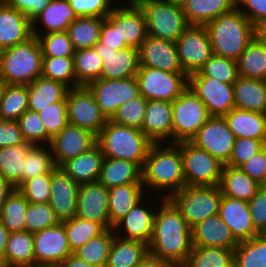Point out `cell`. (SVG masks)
I'll return each instance as SVG.
<instances>
[{
    "instance_id": "cell-1",
    "label": "cell",
    "mask_w": 266,
    "mask_h": 267,
    "mask_svg": "<svg viewBox=\"0 0 266 267\" xmlns=\"http://www.w3.org/2000/svg\"><path fill=\"white\" fill-rule=\"evenodd\" d=\"M157 205L148 251L151 255L182 267L192 251V231L169 198L152 195ZM159 198V199H158Z\"/></svg>"
},
{
    "instance_id": "cell-2",
    "label": "cell",
    "mask_w": 266,
    "mask_h": 267,
    "mask_svg": "<svg viewBox=\"0 0 266 267\" xmlns=\"http://www.w3.org/2000/svg\"><path fill=\"white\" fill-rule=\"evenodd\" d=\"M142 183L146 193H150L149 200L151 194L169 198L186 185L180 148L175 143L150 146L142 169Z\"/></svg>"
},
{
    "instance_id": "cell-3",
    "label": "cell",
    "mask_w": 266,
    "mask_h": 267,
    "mask_svg": "<svg viewBox=\"0 0 266 267\" xmlns=\"http://www.w3.org/2000/svg\"><path fill=\"white\" fill-rule=\"evenodd\" d=\"M213 54L237 60L254 39L252 22L236 7L206 23Z\"/></svg>"
},
{
    "instance_id": "cell-4",
    "label": "cell",
    "mask_w": 266,
    "mask_h": 267,
    "mask_svg": "<svg viewBox=\"0 0 266 267\" xmlns=\"http://www.w3.org/2000/svg\"><path fill=\"white\" fill-rule=\"evenodd\" d=\"M96 140L104 157L128 160L136 163L141 169L153 144L142 130L118 124L110 119L106 121Z\"/></svg>"
},
{
    "instance_id": "cell-5",
    "label": "cell",
    "mask_w": 266,
    "mask_h": 267,
    "mask_svg": "<svg viewBox=\"0 0 266 267\" xmlns=\"http://www.w3.org/2000/svg\"><path fill=\"white\" fill-rule=\"evenodd\" d=\"M42 49L36 36L3 51L0 80L9 85H30L42 74Z\"/></svg>"
},
{
    "instance_id": "cell-6",
    "label": "cell",
    "mask_w": 266,
    "mask_h": 267,
    "mask_svg": "<svg viewBox=\"0 0 266 267\" xmlns=\"http://www.w3.org/2000/svg\"><path fill=\"white\" fill-rule=\"evenodd\" d=\"M222 196L219 185H185L180 191L173 193L169 199L192 228L202 220L218 214Z\"/></svg>"
},
{
    "instance_id": "cell-7",
    "label": "cell",
    "mask_w": 266,
    "mask_h": 267,
    "mask_svg": "<svg viewBox=\"0 0 266 267\" xmlns=\"http://www.w3.org/2000/svg\"><path fill=\"white\" fill-rule=\"evenodd\" d=\"M147 35L176 42L190 26L182 7L165 0H143Z\"/></svg>"
},
{
    "instance_id": "cell-8",
    "label": "cell",
    "mask_w": 266,
    "mask_h": 267,
    "mask_svg": "<svg viewBox=\"0 0 266 267\" xmlns=\"http://www.w3.org/2000/svg\"><path fill=\"white\" fill-rule=\"evenodd\" d=\"M172 103V143L191 141L211 117L206 105L187 87Z\"/></svg>"
},
{
    "instance_id": "cell-9",
    "label": "cell",
    "mask_w": 266,
    "mask_h": 267,
    "mask_svg": "<svg viewBox=\"0 0 266 267\" xmlns=\"http://www.w3.org/2000/svg\"><path fill=\"white\" fill-rule=\"evenodd\" d=\"M175 144L180 148L186 185L214 186L220 184L223 163L191 141Z\"/></svg>"
},
{
    "instance_id": "cell-10",
    "label": "cell",
    "mask_w": 266,
    "mask_h": 267,
    "mask_svg": "<svg viewBox=\"0 0 266 267\" xmlns=\"http://www.w3.org/2000/svg\"><path fill=\"white\" fill-rule=\"evenodd\" d=\"M135 77L140 95L146 100L173 102L188 87V76L185 73L139 67Z\"/></svg>"
},
{
    "instance_id": "cell-11",
    "label": "cell",
    "mask_w": 266,
    "mask_h": 267,
    "mask_svg": "<svg viewBox=\"0 0 266 267\" xmlns=\"http://www.w3.org/2000/svg\"><path fill=\"white\" fill-rule=\"evenodd\" d=\"M94 95L102 114L111 119L117 109L140 95L135 76L127 79H96L86 85Z\"/></svg>"
},
{
    "instance_id": "cell-12",
    "label": "cell",
    "mask_w": 266,
    "mask_h": 267,
    "mask_svg": "<svg viewBox=\"0 0 266 267\" xmlns=\"http://www.w3.org/2000/svg\"><path fill=\"white\" fill-rule=\"evenodd\" d=\"M66 103L68 124L84 128L96 136L100 133L107 119L86 86L69 89Z\"/></svg>"
},
{
    "instance_id": "cell-13",
    "label": "cell",
    "mask_w": 266,
    "mask_h": 267,
    "mask_svg": "<svg viewBox=\"0 0 266 267\" xmlns=\"http://www.w3.org/2000/svg\"><path fill=\"white\" fill-rule=\"evenodd\" d=\"M176 46L180 65L187 76L200 71L213 55L204 25H190L176 41Z\"/></svg>"
},
{
    "instance_id": "cell-14",
    "label": "cell",
    "mask_w": 266,
    "mask_h": 267,
    "mask_svg": "<svg viewBox=\"0 0 266 267\" xmlns=\"http://www.w3.org/2000/svg\"><path fill=\"white\" fill-rule=\"evenodd\" d=\"M35 267H56L73 252L62 222L33 233Z\"/></svg>"
},
{
    "instance_id": "cell-15",
    "label": "cell",
    "mask_w": 266,
    "mask_h": 267,
    "mask_svg": "<svg viewBox=\"0 0 266 267\" xmlns=\"http://www.w3.org/2000/svg\"><path fill=\"white\" fill-rule=\"evenodd\" d=\"M235 136L224 117L211 116L191 142L209 152L224 165L230 160Z\"/></svg>"
},
{
    "instance_id": "cell-16",
    "label": "cell",
    "mask_w": 266,
    "mask_h": 267,
    "mask_svg": "<svg viewBox=\"0 0 266 267\" xmlns=\"http://www.w3.org/2000/svg\"><path fill=\"white\" fill-rule=\"evenodd\" d=\"M188 87L206 105L211 116L224 117L233 108V84L210 77H188Z\"/></svg>"
},
{
    "instance_id": "cell-17",
    "label": "cell",
    "mask_w": 266,
    "mask_h": 267,
    "mask_svg": "<svg viewBox=\"0 0 266 267\" xmlns=\"http://www.w3.org/2000/svg\"><path fill=\"white\" fill-rule=\"evenodd\" d=\"M147 195L148 194L137 202L135 206L113 226L116 236L126 240L138 241L147 246L149 245L157 206L153 207L152 204L149 206L148 202L150 201L146 200Z\"/></svg>"
},
{
    "instance_id": "cell-18",
    "label": "cell",
    "mask_w": 266,
    "mask_h": 267,
    "mask_svg": "<svg viewBox=\"0 0 266 267\" xmlns=\"http://www.w3.org/2000/svg\"><path fill=\"white\" fill-rule=\"evenodd\" d=\"M75 216L109 229L108 188L99 181L79 184Z\"/></svg>"
},
{
    "instance_id": "cell-19",
    "label": "cell",
    "mask_w": 266,
    "mask_h": 267,
    "mask_svg": "<svg viewBox=\"0 0 266 267\" xmlns=\"http://www.w3.org/2000/svg\"><path fill=\"white\" fill-rule=\"evenodd\" d=\"M106 17L118 28L120 44L140 48L147 37L146 16L140 6H115Z\"/></svg>"
},
{
    "instance_id": "cell-20",
    "label": "cell",
    "mask_w": 266,
    "mask_h": 267,
    "mask_svg": "<svg viewBox=\"0 0 266 267\" xmlns=\"http://www.w3.org/2000/svg\"><path fill=\"white\" fill-rule=\"evenodd\" d=\"M96 135L92 132L67 124L51 141L50 147L54 162L60 167L69 159L88 151L96 144Z\"/></svg>"
},
{
    "instance_id": "cell-21",
    "label": "cell",
    "mask_w": 266,
    "mask_h": 267,
    "mask_svg": "<svg viewBox=\"0 0 266 267\" xmlns=\"http://www.w3.org/2000/svg\"><path fill=\"white\" fill-rule=\"evenodd\" d=\"M139 50V67L184 73L178 58L176 42L147 35Z\"/></svg>"
},
{
    "instance_id": "cell-22",
    "label": "cell",
    "mask_w": 266,
    "mask_h": 267,
    "mask_svg": "<svg viewBox=\"0 0 266 267\" xmlns=\"http://www.w3.org/2000/svg\"><path fill=\"white\" fill-rule=\"evenodd\" d=\"M49 204L60 222L75 217L79 184L60 167L51 173Z\"/></svg>"
},
{
    "instance_id": "cell-23",
    "label": "cell",
    "mask_w": 266,
    "mask_h": 267,
    "mask_svg": "<svg viewBox=\"0 0 266 267\" xmlns=\"http://www.w3.org/2000/svg\"><path fill=\"white\" fill-rule=\"evenodd\" d=\"M102 59V79H127L136 76L139 70V50L133 47L112 50L95 48Z\"/></svg>"
},
{
    "instance_id": "cell-24",
    "label": "cell",
    "mask_w": 266,
    "mask_h": 267,
    "mask_svg": "<svg viewBox=\"0 0 266 267\" xmlns=\"http://www.w3.org/2000/svg\"><path fill=\"white\" fill-rule=\"evenodd\" d=\"M218 215L238 241L249 240L260 233L254 228L247 201L222 196Z\"/></svg>"
},
{
    "instance_id": "cell-25",
    "label": "cell",
    "mask_w": 266,
    "mask_h": 267,
    "mask_svg": "<svg viewBox=\"0 0 266 267\" xmlns=\"http://www.w3.org/2000/svg\"><path fill=\"white\" fill-rule=\"evenodd\" d=\"M172 103L147 100L141 130L153 143H172Z\"/></svg>"
},
{
    "instance_id": "cell-26",
    "label": "cell",
    "mask_w": 266,
    "mask_h": 267,
    "mask_svg": "<svg viewBox=\"0 0 266 267\" xmlns=\"http://www.w3.org/2000/svg\"><path fill=\"white\" fill-rule=\"evenodd\" d=\"M32 36V21L6 1H0V46L5 50Z\"/></svg>"
},
{
    "instance_id": "cell-27",
    "label": "cell",
    "mask_w": 266,
    "mask_h": 267,
    "mask_svg": "<svg viewBox=\"0 0 266 267\" xmlns=\"http://www.w3.org/2000/svg\"><path fill=\"white\" fill-rule=\"evenodd\" d=\"M192 245L203 247H220L234 250L239 242L231 230L217 214L208 217L191 228Z\"/></svg>"
},
{
    "instance_id": "cell-28",
    "label": "cell",
    "mask_w": 266,
    "mask_h": 267,
    "mask_svg": "<svg viewBox=\"0 0 266 267\" xmlns=\"http://www.w3.org/2000/svg\"><path fill=\"white\" fill-rule=\"evenodd\" d=\"M76 18L69 0H50L49 5L32 20V34L38 38L52 32L67 31Z\"/></svg>"
},
{
    "instance_id": "cell-29",
    "label": "cell",
    "mask_w": 266,
    "mask_h": 267,
    "mask_svg": "<svg viewBox=\"0 0 266 267\" xmlns=\"http://www.w3.org/2000/svg\"><path fill=\"white\" fill-rule=\"evenodd\" d=\"M104 155L96 143L88 151L64 162L60 168L78 184L98 181Z\"/></svg>"
},
{
    "instance_id": "cell-30",
    "label": "cell",
    "mask_w": 266,
    "mask_h": 267,
    "mask_svg": "<svg viewBox=\"0 0 266 267\" xmlns=\"http://www.w3.org/2000/svg\"><path fill=\"white\" fill-rule=\"evenodd\" d=\"M224 118L235 138L266 141V114L233 108Z\"/></svg>"
},
{
    "instance_id": "cell-31",
    "label": "cell",
    "mask_w": 266,
    "mask_h": 267,
    "mask_svg": "<svg viewBox=\"0 0 266 267\" xmlns=\"http://www.w3.org/2000/svg\"><path fill=\"white\" fill-rule=\"evenodd\" d=\"M233 92L235 108L266 114V80L239 76Z\"/></svg>"
},
{
    "instance_id": "cell-32",
    "label": "cell",
    "mask_w": 266,
    "mask_h": 267,
    "mask_svg": "<svg viewBox=\"0 0 266 267\" xmlns=\"http://www.w3.org/2000/svg\"><path fill=\"white\" fill-rule=\"evenodd\" d=\"M143 183H127L108 189L110 228L146 195Z\"/></svg>"
},
{
    "instance_id": "cell-33",
    "label": "cell",
    "mask_w": 266,
    "mask_h": 267,
    "mask_svg": "<svg viewBox=\"0 0 266 267\" xmlns=\"http://www.w3.org/2000/svg\"><path fill=\"white\" fill-rule=\"evenodd\" d=\"M28 89V110L40 112L51 104L67 100L69 87L65 84L40 76L34 80Z\"/></svg>"
},
{
    "instance_id": "cell-34",
    "label": "cell",
    "mask_w": 266,
    "mask_h": 267,
    "mask_svg": "<svg viewBox=\"0 0 266 267\" xmlns=\"http://www.w3.org/2000/svg\"><path fill=\"white\" fill-rule=\"evenodd\" d=\"M98 181L108 189L127 183H142V169L128 160L104 157Z\"/></svg>"
},
{
    "instance_id": "cell-35",
    "label": "cell",
    "mask_w": 266,
    "mask_h": 267,
    "mask_svg": "<svg viewBox=\"0 0 266 267\" xmlns=\"http://www.w3.org/2000/svg\"><path fill=\"white\" fill-rule=\"evenodd\" d=\"M219 187L222 195L249 201L261 185L250 178L240 167L224 165Z\"/></svg>"
},
{
    "instance_id": "cell-36",
    "label": "cell",
    "mask_w": 266,
    "mask_h": 267,
    "mask_svg": "<svg viewBox=\"0 0 266 267\" xmlns=\"http://www.w3.org/2000/svg\"><path fill=\"white\" fill-rule=\"evenodd\" d=\"M235 8V0H187L182 10L190 25H205Z\"/></svg>"
},
{
    "instance_id": "cell-37",
    "label": "cell",
    "mask_w": 266,
    "mask_h": 267,
    "mask_svg": "<svg viewBox=\"0 0 266 267\" xmlns=\"http://www.w3.org/2000/svg\"><path fill=\"white\" fill-rule=\"evenodd\" d=\"M148 252L146 244L115 235L105 267H136Z\"/></svg>"
},
{
    "instance_id": "cell-38",
    "label": "cell",
    "mask_w": 266,
    "mask_h": 267,
    "mask_svg": "<svg viewBox=\"0 0 266 267\" xmlns=\"http://www.w3.org/2000/svg\"><path fill=\"white\" fill-rule=\"evenodd\" d=\"M4 256L10 267H35L33 233L10 232Z\"/></svg>"
},
{
    "instance_id": "cell-39",
    "label": "cell",
    "mask_w": 266,
    "mask_h": 267,
    "mask_svg": "<svg viewBox=\"0 0 266 267\" xmlns=\"http://www.w3.org/2000/svg\"><path fill=\"white\" fill-rule=\"evenodd\" d=\"M32 146L26 142L0 148V174L17 189L23 184L24 160Z\"/></svg>"
},
{
    "instance_id": "cell-40",
    "label": "cell",
    "mask_w": 266,
    "mask_h": 267,
    "mask_svg": "<svg viewBox=\"0 0 266 267\" xmlns=\"http://www.w3.org/2000/svg\"><path fill=\"white\" fill-rule=\"evenodd\" d=\"M240 77L266 80V44L255 38L238 57Z\"/></svg>"
},
{
    "instance_id": "cell-41",
    "label": "cell",
    "mask_w": 266,
    "mask_h": 267,
    "mask_svg": "<svg viewBox=\"0 0 266 267\" xmlns=\"http://www.w3.org/2000/svg\"><path fill=\"white\" fill-rule=\"evenodd\" d=\"M104 20L99 17H77L67 29L74 50L94 47L99 42Z\"/></svg>"
},
{
    "instance_id": "cell-42",
    "label": "cell",
    "mask_w": 266,
    "mask_h": 267,
    "mask_svg": "<svg viewBox=\"0 0 266 267\" xmlns=\"http://www.w3.org/2000/svg\"><path fill=\"white\" fill-rule=\"evenodd\" d=\"M27 110V86L3 84L0 91V119L17 121Z\"/></svg>"
},
{
    "instance_id": "cell-43",
    "label": "cell",
    "mask_w": 266,
    "mask_h": 267,
    "mask_svg": "<svg viewBox=\"0 0 266 267\" xmlns=\"http://www.w3.org/2000/svg\"><path fill=\"white\" fill-rule=\"evenodd\" d=\"M182 267H234V250L193 246Z\"/></svg>"
},
{
    "instance_id": "cell-44",
    "label": "cell",
    "mask_w": 266,
    "mask_h": 267,
    "mask_svg": "<svg viewBox=\"0 0 266 267\" xmlns=\"http://www.w3.org/2000/svg\"><path fill=\"white\" fill-rule=\"evenodd\" d=\"M114 236L113 228L106 229L102 234L75 250L73 254L96 267H105Z\"/></svg>"
},
{
    "instance_id": "cell-45",
    "label": "cell",
    "mask_w": 266,
    "mask_h": 267,
    "mask_svg": "<svg viewBox=\"0 0 266 267\" xmlns=\"http://www.w3.org/2000/svg\"><path fill=\"white\" fill-rule=\"evenodd\" d=\"M234 267H266V238L259 234L234 249Z\"/></svg>"
},
{
    "instance_id": "cell-46",
    "label": "cell",
    "mask_w": 266,
    "mask_h": 267,
    "mask_svg": "<svg viewBox=\"0 0 266 267\" xmlns=\"http://www.w3.org/2000/svg\"><path fill=\"white\" fill-rule=\"evenodd\" d=\"M73 57L76 82L80 86L100 78L102 59L94 47L75 50Z\"/></svg>"
},
{
    "instance_id": "cell-47",
    "label": "cell",
    "mask_w": 266,
    "mask_h": 267,
    "mask_svg": "<svg viewBox=\"0 0 266 267\" xmlns=\"http://www.w3.org/2000/svg\"><path fill=\"white\" fill-rule=\"evenodd\" d=\"M28 204V200L17 188L8 196L0 211V220L9 232L25 230V213Z\"/></svg>"
},
{
    "instance_id": "cell-48",
    "label": "cell",
    "mask_w": 266,
    "mask_h": 267,
    "mask_svg": "<svg viewBox=\"0 0 266 267\" xmlns=\"http://www.w3.org/2000/svg\"><path fill=\"white\" fill-rule=\"evenodd\" d=\"M71 251L74 252L90 239L102 234L106 229L98 222L73 217L62 221Z\"/></svg>"
},
{
    "instance_id": "cell-49",
    "label": "cell",
    "mask_w": 266,
    "mask_h": 267,
    "mask_svg": "<svg viewBox=\"0 0 266 267\" xmlns=\"http://www.w3.org/2000/svg\"><path fill=\"white\" fill-rule=\"evenodd\" d=\"M50 145H33L24 160L23 183L42 174H51L56 168Z\"/></svg>"
},
{
    "instance_id": "cell-50",
    "label": "cell",
    "mask_w": 266,
    "mask_h": 267,
    "mask_svg": "<svg viewBox=\"0 0 266 267\" xmlns=\"http://www.w3.org/2000/svg\"><path fill=\"white\" fill-rule=\"evenodd\" d=\"M188 77H210L226 84H234L238 79L237 61L213 54L200 71Z\"/></svg>"
},
{
    "instance_id": "cell-51",
    "label": "cell",
    "mask_w": 266,
    "mask_h": 267,
    "mask_svg": "<svg viewBox=\"0 0 266 267\" xmlns=\"http://www.w3.org/2000/svg\"><path fill=\"white\" fill-rule=\"evenodd\" d=\"M41 76L61 82L70 89L80 87L76 82L74 57L43 58Z\"/></svg>"
},
{
    "instance_id": "cell-52",
    "label": "cell",
    "mask_w": 266,
    "mask_h": 267,
    "mask_svg": "<svg viewBox=\"0 0 266 267\" xmlns=\"http://www.w3.org/2000/svg\"><path fill=\"white\" fill-rule=\"evenodd\" d=\"M60 223L49 203H29L25 213V231L35 233Z\"/></svg>"
},
{
    "instance_id": "cell-53",
    "label": "cell",
    "mask_w": 266,
    "mask_h": 267,
    "mask_svg": "<svg viewBox=\"0 0 266 267\" xmlns=\"http://www.w3.org/2000/svg\"><path fill=\"white\" fill-rule=\"evenodd\" d=\"M24 140L32 145H50L52 137L46 132L37 112L27 110L18 120Z\"/></svg>"
},
{
    "instance_id": "cell-54",
    "label": "cell",
    "mask_w": 266,
    "mask_h": 267,
    "mask_svg": "<svg viewBox=\"0 0 266 267\" xmlns=\"http://www.w3.org/2000/svg\"><path fill=\"white\" fill-rule=\"evenodd\" d=\"M146 104L147 100L139 95L122 104L110 120L141 130L146 112Z\"/></svg>"
},
{
    "instance_id": "cell-55",
    "label": "cell",
    "mask_w": 266,
    "mask_h": 267,
    "mask_svg": "<svg viewBox=\"0 0 266 267\" xmlns=\"http://www.w3.org/2000/svg\"><path fill=\"white\" fill-rule=\"evenodd\" d=\"M43 58L73 57L74 48L67 31L52 32L38 37Z\"/></svg>"
},
{
    "instance_id": "cell-56",
    "label": "cell",
    "mask_w": 266,
    "mask_h": 267,
    "mask_svg": "<svg viewBox=\"0 0 266 267\" xmlns=\"http://www.w3.org/2000/svg\"><path fill=\"white\" fill-rule=\"evenodd\" d=\"M46 132L53 138L68 124L67 103L61 100L38 112Z\"/></svg>"
},
{
    "instance_id": "cell-57",
    "label": "cell",
    "mask_w": 266,
    "mask_h": 267,
    "mask_svg": "<svg viewBox=\"0 0 266 267\" xmlns=\"http://www.w3.org/2000/svg\"><path fill=\"white\" fill-rule=\"evenodd\" d=\"M51 174H42L26 180L18 190L29 203H48L50 199Z\"/></svg>"
},
{
    "instance_id": "cell-58",
    "label": "cell",
    "mask_w": 266,
    "mask_h": 267,
    "mask_svg": "<svg viewBox=\"0 0 266 267\" xmlns=\"http://www.w3.org/2000/svg\"><path fill=\"white\" fill-rule=\"evenodd\" d=\"M266 146V141L251 138H235L232 154L226 165L240 167Z\"/></svg>"
},
{
    "instance_id": "cell-59",
    "label": "cell",
    "mask_w": 266,
    "mask_h": 267,
    "mask_svg": "<svg viewBox=\"0 0 266 267\" xmlns=\"http://www.w3.org/2000/svg\"><path fill=\"white\" fill-rule=\"evenodd\" d=\"M113 0H69L77 17L105 18L116 5Z\"/></svg>"
},
{
    "instance_id": "cell-60",
    "label": "cell",
    "mask_w": 266,
    "mask_h": 267,
    "mask_svg": "<svg viewBox=\"0 0 266 267\" xmlns=\"http://www.w3.org/2000/svg\"><path fill=\"white\" fill-rule=\"evenodd\" d=\"M248 205L254 228L262 234L266 229V188L261 186Z\"/></svg>"
},
{
    "instance_id": "cell-61",
    "label": "cell",
    "mask_w": 266,
    "mask_h": 267,
    "mask_svg": "<svg viewBox=\"0 0 266 267\" xmlns=\"http://www.w3.org/2000/svg\"><path fill=\"white\" fill-rule=\"evenodd\" d=\"M126 44H120L118 28L107 18L103 21L99 42L94 48H110L112 50L125 49Z\"/></svg>"
},
{
    "instance_id": "cell-62",
    "label": "cell",
    "mask_w": 266,
    "mask_h": 267,
    "mask_svg": "<svg viewBox=\"0 0 266 267\" xmlns=\"http://www.w3.org/2000/svg\"><path fill=\"white\" fill-rule=\"evenodd\" d=\"M26 143L18 121L0 119V148Z\"/></svg>"
},
{
    "instance_id": "cell-63",
    "label": "cell",
    "mask_w": 266,
    "mask_h": 267,
    "mask_svg": "<svg viewBox=\"0 0 266 267\" xmlns=\"http://www.w3.org/2000/svg\"><path fill=\"white\" fill-rule=\"evenodd\" d=\"M240 168L261 185L266 176V146L242 164Z\"/></svg>"
},
{
    "instance_id": "cell-64",
    "label": "cell",
    "mask_w": 266,
    "mask_h": 267,
    "mask_svg": "<svg viewBox=\"0 0 266 267\" xmlns=\"http://www.w3.org/2000/svg\"><path fill=\"white\" fill-rule=\"evenodd\" d=\"M235 7L254 25L266 18V0H235Z\"/></svg>"
},
{
    "instance_id": "cell-65",
    "label": "cell",
    "mask_w": 266,
    "mask_h": 267,
    "mask_svg": "<svg viewBox=\"0 0 266 267\" xmlns=\"http://www.w3.org/2000/svg\"><path fill=\"white\" fill-rule=\"evenodd\" d=\"M6 2L32 21L49 5L50 0H6Z\"/></svg>"
},
{
    "instance_id": "cell-66",
    "label": "cell",
    "mask_w": 266,
    "mask_h": 267,
    "mask_svg": "<svg viewBox=\"0 0 266 267\" xmlns=\"http://www.w3.org/2000/svg\"><path fill=\"white\" fill-rule=\"evenodd\" d=\"M136 267H177L174 263L151 255L149 252Z\"/></svg>"
},
{
    "instance_id": "cell-67",
    "label": "cell",
    "mask_w": 266,
    "mask_h": 267,
    "mask_svg": "<svg viewBox=\"0 0 266 267\" xmlns=\"http://www.w3.org/2000/svg\"><path fill=\"white\" fill-rule=\"evenodd\" d=\"M15 187L0 174V211Z\"/></svg>"
},
{
    "instance_id": "cell-68",
    "label": "cell",
    "mask_w": 266,
    "mask_h": 267,
    "mask_svg": "<svg viewBox=\"0 0 266 267\" xmlns=\"http://www.w3.org/2000/svg\"><path fill=\"white\" fill-rule=\"evenodd\" d=\"M56 267H96V266L79 259L72 253L69 257H67L62 263H59Z\"/></svg>"
},
{
    "instance_id": "cell-69",
    "label": "cell",
    "mask_w": 266,
    "mask_h": 267,
    "mask_svg": "<svg viewBox=\"0 0 266 267\" xmlns=\"http://www.w3.org/2000/svg\"><path fill=\"white\" fill-rule=\"evenodd\" d=\"M254 38L266 44V18L261 19L254 25Z\"/></svg>"
},
{
    "instance_id": "cell-70",
    "label": "cell",
    "mask_w": 266,
    "mask_h": 267,
    "mask_svg": "<svg viewBox=\"0 0 266 267\" xmlns=\"http://www.w3.org/2000/svg\"><path fill=\"white\" fill-rule=\"evenodd\" d=\"M9 235L10 232L0 220V253L3 255L5 254L6 251V245L8 242Z\"/></svg>"
},
{
    "instance_id": "cell-71",
    "label": "cell",
    "mask_w": 266,
    "mask_h": 267,
    "mask_svg": "<svg viewBox=\"0 0 266 267\" xmlns=\"http://www.w3.org/2000/svg\"><path fill=\"white\" fill-rule=\"evenodd\" d=\"M116 1H118V4L116 3ZM120 0H115L114 5L116 4V6H139L143 0H126V2L124 0H121V2H119ZM120 3V4H119Z\"/></svg>"
},
{
    "instance_id": "cell-72",
    "label": "cell",
    "mask_w": 266,
    "mask_h": 267,
    "mask_svg": "<svg viewBox=\"0 0 266 267\" xmlns=\"http://www.w3.org/2000/svg\"><path fill=\"white\" fill-rule=\"evenodd\" d=\"M165 1L180 7H183V5L187 2V0H165Z\"/></svg>"
},
{
    "instance_id": "cell-73",
    "label": "cell",
    "mask_w": 266,
    "mask_h": 267,
    "mask_svg": "<svg viewBox=\"0 0 266 267\" xmlns=\"http://www.w3.org/2000/svg\"><path fill=\"white\" fill-rule=\"evenodd\" d=\"M0 267H10L3 254L0 253Z\"/></svg>"
},
{
    "instance_id": "cell-74",
    "label": "cell",
    "mask_w": 266,
    "mask_h": 267,
    "mask_svg": "<svg viewBox=\"0 0 266 267\" xmlns=\"http://www.w3.org/2000/svg\"><path fill=\"white\" fill-rule=\"evenodd\" d=\"M3 51H4V49L0 46V63L2 60Z\"/></svg>"
},
{
    "instance_id": "cell-75",
    "label": "cell",
    "mask_w": 266,
    "mask_h": 267,
    "mask_svg": "<svg viewBox=\"0 0 266 267\" xmlns=\"http://www.w3.org/2000/svg\"><path fill=\"white\" fill-rule=\"evenodd\" d=\"M261 186L264 187V188H266V176H265V178H264L263 183L261 184Z\"/></svg>"
},
{
    "instance_id": "cell-76",
    "label": "cell",
    "mask_w": 266,
    "mask_h": 267,
    "mask_svg": "<svg viewBox=\"0 0 266 267\" xmlns=\"http://www.w3.org/2000/svg\"><path fill=\"white\" fill-rule=\"evenodd\" d=\"M262 235L266 238V229L263 231Z\"/></svg>"
},
{
    "instance_id": "cell-77",
    "label": "cell",
    "mask_w": 266,
    "mask_h": 267,
    "mask_svg": "<svg viewBox=\"0 0 266 267\" xmlns=\"http://www.w3.org/2000/svg\"><path fill=\"white\" fill-rule=\"evenodd\" d=\"M2 85H3V83H2L1 80H0V91H1Z\"/></svg>"
}]
</instances>
